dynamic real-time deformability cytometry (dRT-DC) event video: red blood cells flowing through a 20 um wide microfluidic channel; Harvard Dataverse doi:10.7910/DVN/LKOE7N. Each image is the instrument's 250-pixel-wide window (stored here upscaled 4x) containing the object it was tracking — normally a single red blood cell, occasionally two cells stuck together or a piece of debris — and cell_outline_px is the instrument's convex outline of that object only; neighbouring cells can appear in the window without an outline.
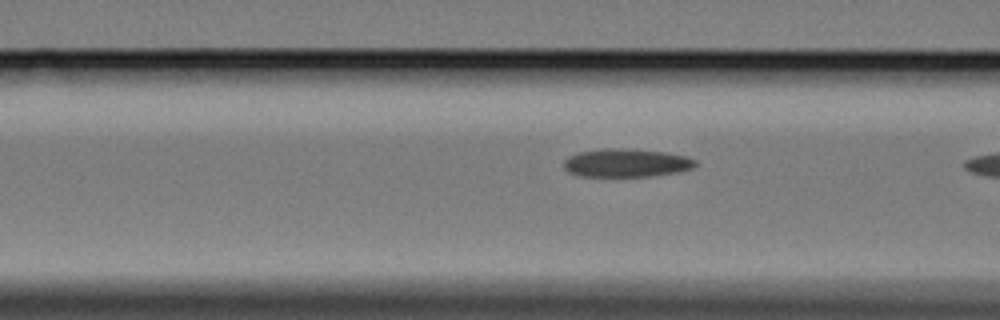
{"species": "Egyptian fruit bat (a non-hibernating species)", "species_latin": "Rousettus aegyptiacus", "temperature_condition": "cold", "stored_images_in_passage": 20, "camera_frame_rate_fps": 3000, "um_per_image_px": 0.085, "animal": {"sex": "female"}, "frame": {"image": 1, "passage_image": 19, "time_ms": 6.0, "image_size_px": [1000, 320], "cell_outline_px": [[696, 164], [692, 168], [680, 172], [652, 176], [580, 176], [568, 172], [564, 168], [564, 160], [568, 156], [580, 152], [604, 148], [632, 148], [668, 152], [688, 156], [696, 160]], "centroid_in_image_um": [53.27, 13.83], "position_along_channel_um": 113.3, "area_um2": 22.02}}